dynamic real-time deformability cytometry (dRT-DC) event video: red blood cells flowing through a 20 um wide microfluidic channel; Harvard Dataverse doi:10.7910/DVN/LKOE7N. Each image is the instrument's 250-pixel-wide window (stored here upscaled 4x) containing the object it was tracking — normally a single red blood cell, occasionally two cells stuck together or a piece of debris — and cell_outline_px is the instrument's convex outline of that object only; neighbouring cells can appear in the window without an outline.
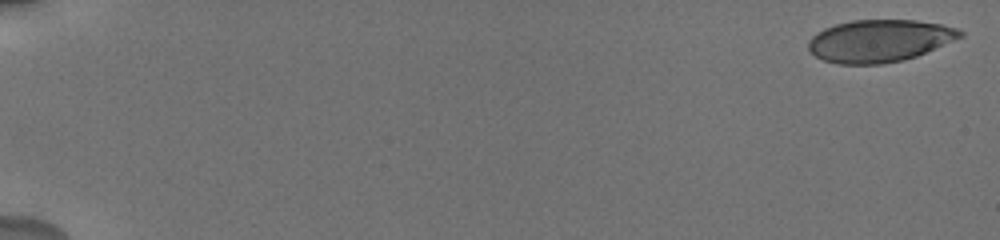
{"species": "human", "species_latin": "Homo sapiens", "temperature_condition": "cold", "stored_images_in_passage": 39, "camera_frame_rate_fps": 3000, "um_per_image_px": 0.085, "donor": {"sex": "male"}, "frame": {"image": 1, "passage_image": 1, "time_ms": 0.0, "image_size_px": [1000, 240], "cell_outline_px": [[964, 36], [916, 56], [904, 60], [880, 64], [840, 64], [824, 60], [816, 56], [808, 48], [808, 40], [816, 32], [824, 28], [836, 24], [852, 20], [916, 20], [940, 24], [956, 28], [964, 32]], "centroid_in_image_um": [74.74, 3.46], "position_along_channel_um": 10.3, "area_um2": 37.34}}
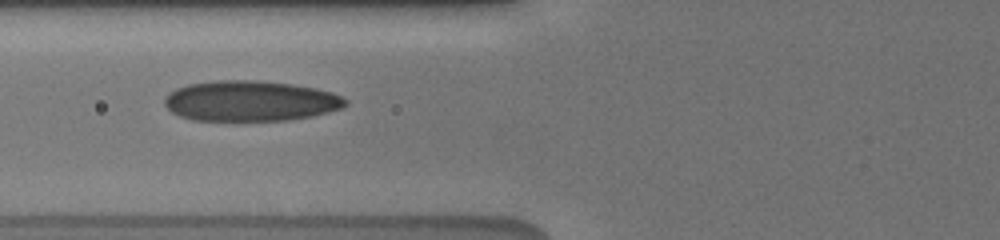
{"frame": {"image": 2, "passage_image": 16, "time_ms": 7.667, "image_size_px": [1000, 240], "cell_outline_px": [[348, 104], [344, 108], [312, 116], [288, 120], [192, 120], [180, 116], [172, 112], [164, 104], [164, 100], [168, 92], [176, 88], [188, 84], [216, 80], [256, 80], [292, 84], [316, 88], [332, 92], [348, 100]], "centroid_in_image_um": [21.29, 8.57], "position_along_channel_um": 104.5, "area_um2": 42.83}}
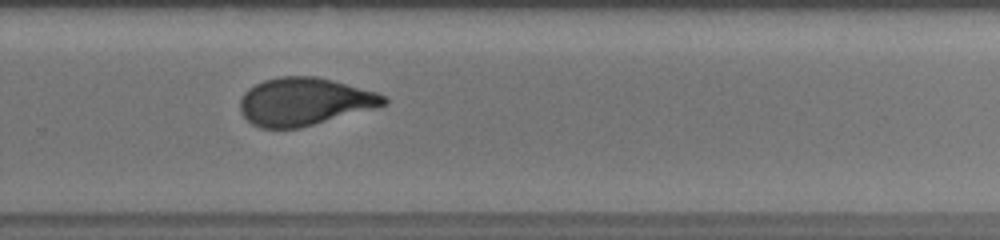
{"frame": {"image": 3, "passage_image": 32, "time_ms": 13.0, "image_size_px": [1000, 240], "cell_outline_px": [[388, 104], [380, 108], [300, 128], [260, 128], [252, 124], [240, 112], [240, 100], [244, 92], [248, 88], [264, 80], [280, 76], [316, 76], [332, 80], [376, 92], [388, 96]], "centroid_in_image_um": [25.92, 8.65], "position_along_channel_um": 303.9, "area_um2": 40.46}}